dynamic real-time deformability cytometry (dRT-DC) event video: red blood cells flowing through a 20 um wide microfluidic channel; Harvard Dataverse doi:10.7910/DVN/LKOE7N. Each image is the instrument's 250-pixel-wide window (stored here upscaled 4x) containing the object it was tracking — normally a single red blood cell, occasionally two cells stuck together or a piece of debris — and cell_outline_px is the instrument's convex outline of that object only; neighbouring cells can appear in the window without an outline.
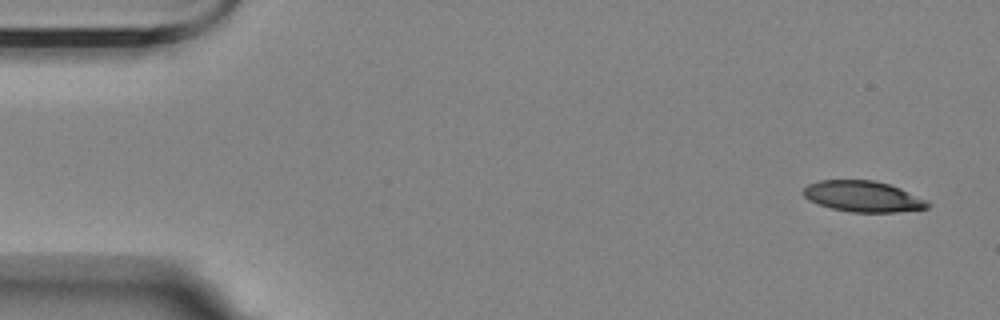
{"species": "Egyptian fruit bat (a non-hibernating species)", "species_latin": "Rousettus aegyptiacus", "temperature_condition": "room temperature", "stored_images_in_passage": 55, "camera_frame_rate_fps": 3000, "um_per_image_px": 0.085, "animal": {"sex": "female"}, "frame": {"image": 1, "passage_image": 1, "time_ms": 0.0, "image_size_px": [1000, 320], "cell_outline_px": [[932, 204], [928, 208], [896, 212], [852, 212], [832, 208], [808, 200], [804, 196], [804, 188], [808, 184], [820, 180], [872, 180], [888, 184], [900, 188], [928, 200]], "centroid_in_image_um": [73.39, 16.7], "position_along_channel_um": 11.6, "area_um2": 22.31}}
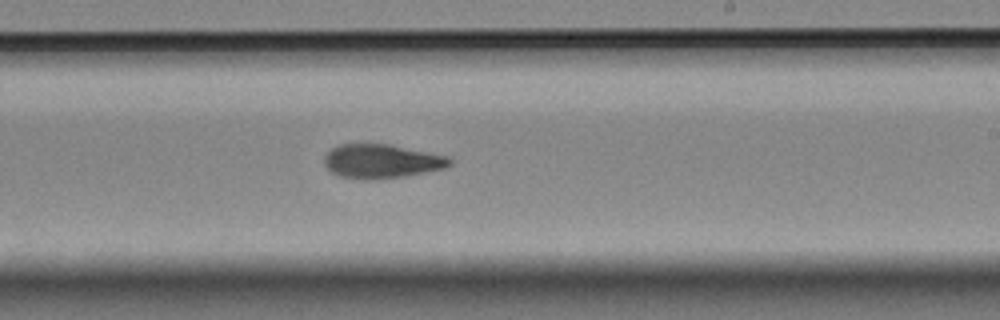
{"frame": {"image": 2, "passage_image": 32, "time_ms": 10.333, "image_size_px": [1000, 320], "cell_outline_px": [[452, 164], [444, 168], [404, 176], [368, 180], [340, 176], [332, 172], [324, 164], [324, 156], [332, 148], [340, 144], [392, 144], [448, 156], [452, 160]], "centroid_in_image_um": [32.44, 13.69], "position_along_channel_um": 256.6, "area_um2": 24.8}}
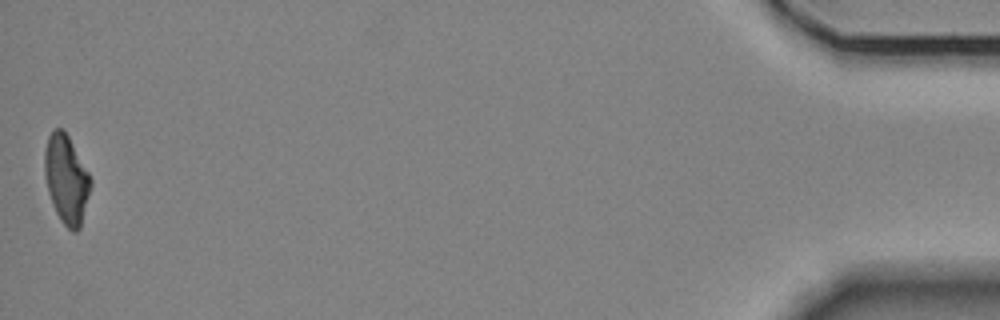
{"frame": {"image": 3, "passage_image": 55, "time_ms": 18.0, "image_size_px": [1000, 320], "cell_outline_px": [[92, 184], [80, 228], [76, 232], [72, 232], [60, 220], [56, 212], [48, 192], [44, 172], [44, 152], [48, 136], [56, 128], [60, 128], [68, 136], [88, 172], [92, 180]], "centroid_in_image_um": [5.64, 15.26], "position_along_channel_um": 429.6, "area_um2": 23.52}, "authors_computed_cell_mechanics": {"area_um2": 24.2182, "velocity_mm_per_s": 3.4799, "shape_relaxation_time_tau1_ms": 6.6549, "shape_relaxation_time_tau2_ms": 3.9402, "deformation_change_tau1": 0.1957, "deformation_change_tau2": 0.1198}}